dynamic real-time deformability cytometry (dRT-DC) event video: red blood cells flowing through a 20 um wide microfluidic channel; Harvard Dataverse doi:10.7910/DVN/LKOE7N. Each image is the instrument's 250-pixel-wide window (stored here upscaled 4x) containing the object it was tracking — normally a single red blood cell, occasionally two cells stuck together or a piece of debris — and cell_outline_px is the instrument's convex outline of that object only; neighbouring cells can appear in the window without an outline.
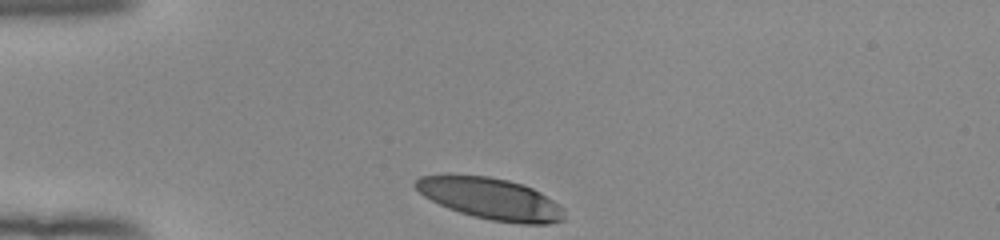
{"species": "human", "species_latin": "Homo sapiens", "temperature_condition": "room temperature", "stored_images_in_passage": 31, "camera_frame_rate_fps": 3000, "um_per_image_px": 0.085, "donor": {"sex": "female"}, "frame": {"image": 1, "passage_image": 1, "time_ms": 0.0, "image_size_px": [1000, 240], "cell_outline_px": [[564, 220], [548, 224], [520, 224], [492, 220], [472, 216], [448, 208], [424, 196], [412, 184], [420, 176], [488, 176], [508, 180], [524, 184], [540, 192], [564, 208]], "centroid_in_image_um": [41.75, 16.91], "position_along_channel_um": 43.2, "area_um2": 35.6}}
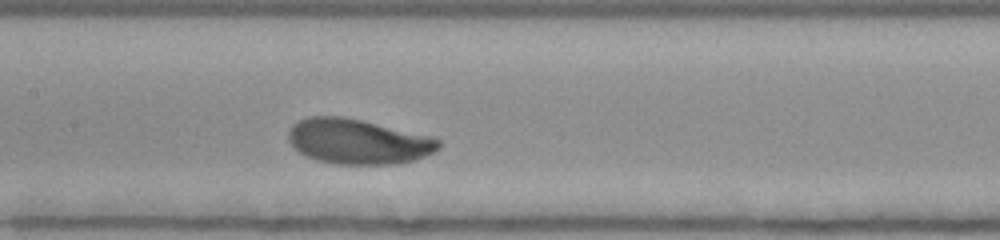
{"frame": {"image": 2, "passage_image": 14, "time_ms": 4.333, "image_size_px": [1000, 240], "cell_outline_px": [[440, 148], [424, 156], [400, 164], [336, 164], [316, 160], [304, 156], [288, 140], [288, 132], [292, 124], [308, 116], [344, 116], [428, 136], [440, 140]], "centroid_in_image_um": [30.38, 12.03], "position_along_channel_um": 177.0, "area_um2": 39.19}}
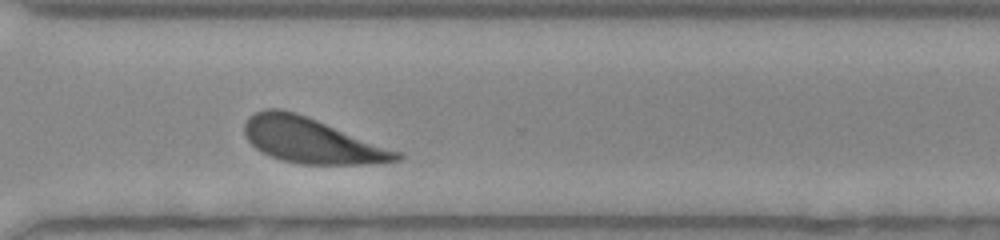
{"frame": {"image": 3, "passage_image": 27, "time_ms": 8.667, "image_size_px": [1000, 240], "cell_outline_px": [[404, 156], [400, 160], [372, 164], [300, 164], [280, 160], [256, 148], [244, 136], [244, 124], [248, 116], [264, 108], [280, 108], [296, 112], [400, 152]], "centroid_in_image_um": [26.44, 11.94], "position_along_channel_um": 344.2, "area_um2": 39.82}, "authors_computed_cell_mechanics": {"area_um2": 39.1884, "velocity_mm_per_s": 3.8509, "shape_relaxation_time_tau1_ms": 1.8079, "shape_relaxation_time_tau2_ms": null, "deformation_change_tau1": 0.1364, "deformation_change_tau2": null}}